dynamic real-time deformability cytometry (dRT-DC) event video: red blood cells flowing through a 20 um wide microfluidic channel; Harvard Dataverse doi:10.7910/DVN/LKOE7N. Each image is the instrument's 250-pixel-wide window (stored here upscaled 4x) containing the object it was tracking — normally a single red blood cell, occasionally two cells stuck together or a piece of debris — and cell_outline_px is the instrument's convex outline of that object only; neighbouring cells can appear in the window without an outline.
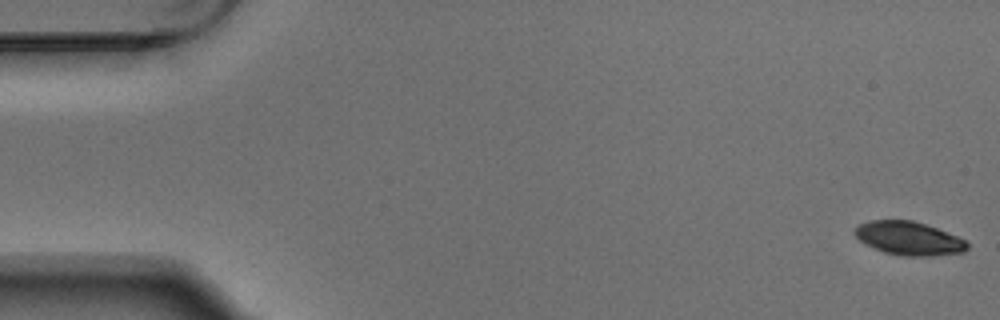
{"species": "Egyptian fruit bat (a non-hibernating species)", "species_latin": "Rousettus aegyptiacus", "temperature_condition": "warm", "stored_images_in_passage": 2, "camera_frame_rate_fps": 3000, "um_per_image_px": 0.085, "animal": {"sex": "male"}, "frame": {"image": 1, "passage_image": 1, "time_ms": 0.0, "image_size_px": [1000, 320], "cell_outline_px": [[968, 248], [964, 252], [932, 256], [904, 256], [884, 252], [872, 248], [864, 244], [856, 236], [856, 228], [860, 224], [868, 220], [912, 220], [936, 228], [956, 236], [964, 240], [968, 244]], "centroid_in_image_um": [77.24, 20.27], "position_along_channel_um": 7.8, "area_um2": 21.79}}